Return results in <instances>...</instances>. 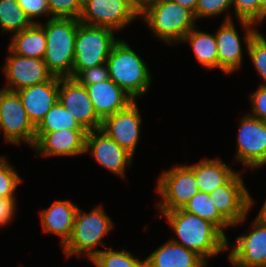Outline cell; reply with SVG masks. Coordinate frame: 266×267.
<instances>
[{"label": "cell", "mask_w": 266, "mask_h": 267, "mask_svg": "<svg viewBox=\"0 0 266 267\" xmlns=\"http://www.w3.org/2000/svg\"><path fill=\"white\" fill-rule=\"evenodd\" d=\"M180 238L171 241L195 251L205 261L230 248L226 235L213 223L183 208L162 213Z\"/></svg>", "instance_id": "6da1fadb"}, {"label": "cell", "mask_w": 266, "mask_h": 267, "mask_svg": "<svg viewBox=\"0 0 266 267\" xmlns=\"http://www.w3.org/2000/svg\"><path fill=\"white\" fill-rule=\"evenodd\" d=\"M79 23V20L74 18H51L43 25L46 36V52L43 60L53 76L72 78Z\"/></svg>", "instance_id": "7a4b0ae2"}, {"label": "cell", "mask_w": 266, "mask_h": 267, "mask_svg": "<svg viewBox=\"0 0 266 267\" xmlns=\"http://www.w3.org/2000/svg\"><path fill=\"white\" fill-rule=\"evenodd\" d=\"M109 78L134 100L148 92L151 74L146 63L124 40L113 46L106 61Z\"/></svg>", "instance_id": "3957f363"}, {"label": "cell", "mask_w": 266, "mask_h": 267, "mask_svg": "<svg viewBox=\"0 0 266 267\" xmlns=\"http://www.w3.org/2000/svg\"><path fill=\"white\" fill-rule=\"evenodd\" d=\"M113 228V223L104 209L99 205L89 213L77 209L73 230L67 243L62 247L67 257L85 254L91 260L101 249L98 246L106 245L103 237ZM95 248V249H94Z\"/></svg>", "instance_id": "277c9868"}, {"label": "cell", "mask_w": 266, "mask_h": 267, "mask_svg": "<svg viewBox=\"0 0 266 267\" xmlns=\"http://www.w3.org/2000/svg\"><path fill=\"white\" fill-rule=\"evenodd\" d=\"M139 16L164 42L180 43L196 26L193 13L172 0H159L146 7Z\"/></svg>", "instance_id": "5b68a950"}, {"label": "cell", "mask_w": 266, "mask_h": 267, "mask_svg": "<svg viewBox=\"0 0 266 267\" xmlns=\"http://www.w3.org/2000/svg\"><path fill=\"white\" fill-rule=\"evenodd\" d=\"M113 31L107 27L79 23L75 39L72 78L86 68L106 63L113 46L119 40L115 39Z\"/></svg>", "instance_id": "8992f818"}, {"label": "cell", "mask_w": 266, "mask_h": 267, "mask_svg": "<svg viewBox=\"0 0 266 267\" xmlns=\"http://www.w3.org/2000/svg\"><path fill=\"white\" fill-rule=\"evenodd\" d=\"M156 192L161 200L156 207L160 213L182 209L199 192L194 171L188 165H179L162 172Z\"/></svg>", "instance_id": "52a82bcc"}, {"label": "cell", "mask_w": 266, "mask_h": 267, "mask_svg": "<svg viewBox=\"0 0 266 267\" xmlns=\"http://www.w3.org/2000/svg\"><path fill=\"white\" fill-rule=\"evenodd\" d=\"M8 143L20 145L24 141L31 148L35 143L36 127L27 116L16 91L1 89L0 132Z\"/></svg>", "instance_id": "ba28073f"}, {"label": "cell", "mask_w": 266, "mask_h": 267, "mask_svg": "<svg viewBox=\"0 0 266 267\" xmlns=\"http://www.w3.org/2000/svg\"><path fill=\"white\" fill-rule=\"evenodd\" d=\"M137 17L139 13L129 0H83L79 22L118 31Z\"/></svg>", "instance_id": "9c48e42d"}, {"label": "cell", "mask_w": 266, "mask_h": 267, "mask_svg": "<svg viewBox=\"0 0 266 267\" xmlns=\"http://www.w3.org/2000/svg\"><path fill=\"white\" fill-rule=\"evenodd\" d=\"M210 196L215 208L233 227L247 219L254 203L240 172L237 171L224 185L210 193Z\"/></svg>", "instance_id": "30bf717a"}, {"label": "cell", "mask_w": 266, "mask_h": 267, "mask_svg": "<svg viewBox=\"0 0 266 267\" xmlns=\"http://www.w3.org/2000/svg\"><path fill=\"white\" fill-rule=\"evenodd\" d=\"M236 159L250 169L266 164V122L245 115L240 122Z\"/></svg>", "instance_id": "8fae6325"}, {"label": "cell", "mask_w": 266, "mask_h": 267, "mask_svg": "<svg viewBox=\"0 0 266 267\" xmlns=\"http://www.w3.org/2000/svg\"><path fill=\"white\" fill-rule=\"evenodd\" d=\"M58 101L87 132L101 128L102 120L96 114L85 86L75 78H59Z\"/></svg>", "instance_id": "7c38bea8"}, {"label": "cell", "mask_w": 266, "mask_h": 267, "mask_svg": "<svg viewBox=\"0 0 266 267\" xmlns=\"http://www.w3.org/2000/svg\"><path fill=\"white\" fill-rule=\"evenodd\" d=\"M228 255L235 267H266V218L259 215L253 221L252 230L236 238Z\"/></svg>", "instance_id": "4fadbf2b"}, {"label": "cell", "mask_w": 266, "mask_h": 267, "mask_svg": "<svg viewBox=\"0 0 266 267\" xmlns=\"http://www.w3.org/2000/svg\"><path fill=\"white\" fill-rule=\"evenodd\" d=\"M9 51L11 54L6 57V65L3 67L7 80L5 89L18 91L49 81L54 77L43 59L20 56L10 48Z\"/></svg>", "instance_id": "5bb4252c"}, {"label": "cell", "mask_w": 266, "mask_h": 267, "mask_svg": "<svg viewBox=\"0 0 266 267\" xmlns=\"http://www.w3.org/2000/svg\"><path fill=\"white\" fill-rule=\"evenodd\" d=\"M136 102L102 120L100 130L134 155L142 124Z\"/></svg>", "instance_id": "9a60e30c"}, {"label": "cell", "mask_w": 266, "mask_h": 267, "mask_svg": "<svg viewBox=\"0 0 266 267\" xmlns=\"http://www.w3.org/2000/svg\"><path fill=\"white\" fill-rule=\"evenodd\" d=\"M89 151L96 162L120 177H125V168L133 160L132 154L100 129L87 132L85 153Z\"/></svg>", "instance_id": "2e32d148"}, {"label": "cell", "mask_w": 266, "mask_h": 267, "mask_svg": "<svg viewBox=\"0 0 266 267\" xmlns=\"http://www.w3.org/2000/svg\"><path fill=\"white\" fill-rule=\"evenodd\" d=\"M86 130L36 132L32 148L39 156H76L85 153Z\"/></svg>", "instance_id": "e0dca14e"}, {"label": "cell", "mask_w": 266, "mask_h": 267, "mask_svg": "<svg viewBox=\"0 0 266 267\" xmlns=\"http://www.w3.org/2000/svg\"><path fill=\"white\" fill-rule=\"evenodd\" d=\"M16 92L21 99L29 120L37 127L47 112L58 101L59 77L54 76L49 81L28 86Z\"/></svg>", "instance_id": "ac0fdd59"}, {"label": "cell", "mask_w": 266, "mask_h": 267, "mask_svg": "<svg viewBox=\"0 0 266 267\" xmlns=\"http://www.w3.org/2000/svg\"><path fill=\"white\" fill-rule=\"evenodd\" d=\"M98 117L104 118L127 108L135 100L110 78L84 85Z\"/></svg>", "instance_id": "d6986e66"}, {"label": "cell", "mask_w": 266, "mask_h": 267, "mask_svg": "<svg viewBox=\"0 0 266 267\" xmlns=\"http://www.w3.org/2000/svg\"><path fill=\"white\" fill-rule=\"evenodd\" d=\"M232 17L227 15L224 22L215 33L217 52H218V68L229 74L235 72L242 65L243 50L241 41Z\"/></svg>", "instance_id": "ffe728a7"}, {"label": "cell", "mask_w": 266, "mask_h": 267, "mask_svg": "<svg viewBox=\"0 0 266 267\" xmlns=\"http://www.w3.org/2000/svg\"><path fill=\"white\" fill-rule=\"evenodd\" d=\"M149 267H205V261L195 251L168 240L153 251L146 259Z\"/></svg>", "instance_id": "44dd1931"}, {"label": "cell", "mask_w": 266, "mask_h": 267, "mask_svg": "<svg viewBox=\"0 0 266 267\" xmlns=\"http://www.w3.org/2000/svg\"><path fill=\"white\" fill-rule=\"evenodd\" d=\"M77 209L70 200H56L40 212L43 231L59 235L62 247L71 236Z\"/></svg>", "instance_id": "7402d4cb"}, {"label": "cell", "mask_w": 266, "mask_h": 267, "mask_svg": "<svg viewBox=\"0 0 266 267\" xmlns=\"http://www.w3.org/2000/svg\"><path fill=\"white\" fill-rule=\"evenodd\" d=\"M188 166L194 171L199 191L208 194L224 185L236 173L220 159L205 158Z\"/></svg>", "instance_id": "603a6c76"}, {"label": "cell", "mask_w": 266, "mask_h": 267, "mask_svg": "<svg viewBox=\"0 0 266 267\" xmlns=\"http://www.w3.org/2000/svg\"><path fill=\"white\" fill-rule=\"evenodd\" d=\"M8 48L20 56L43 59L46 52V36L42 23H32L25 30L13 34Z\"/></svg>", "instance_id": "cb8c5ba5"}, {"label": "cell", "mask_w": 266, "mask_h": 267, "mask_svg": "<svg viewBox=\"0 0 266 267\" xmlns=\"http://www.w3.org/2000/svg\"><path fill=\"white\" fill-rule=\"evenodd\" d=\"M190 43L197 61L207 69L218 68V52L215 35L196 29L189 31L181 42Z\"/></svg>", "instance_id": "d4e9b609"}, {"label": "cell", "mask_w": 266, "mask_h": 267, "mask_svg": "<svg viewBox=\"0 0 266 267\" xmlns=\"http://www.w3.org/2000/svg\"><path fill=\"white\" fill-rule=\"evenodd\" d=\"M242 26L246 29L244 43L246 42V50L256 68L258 74L262 76L263 83L261 86H266V39L254 27V23L245 20H239ZM265 81V82H264Z\"/></svg>", "instance_id": "484cf974"}, {"label": "cell", "mask_w": 266, "mask_h": 267, "mask_svg": "<svg viewBox=\"0 0 266 267\" xmlns=\"http://www.w3.org/2000/svg\"><path fill=\"white\" fill-rule=\"evenodd\" d=\"M213 203V198L210 194L199 191L189 200L183 209L186 212L210 221L225 234L223 229L232 227V225L219 213Z\"/></svg>", "instance_id": "4316f807"}, {"label": "cell", "mask_w": 266, "mask_h": 267, "mask_svg": "<svg viewBox=\"0 0 266 267\" xmlns=\"http://www.w3.org/2000/svg\"><path fill=\"white\" fill-rule=\"evenodd\" d=\"M32 24L17 0H0V28L2 32L18 33Z\"/></svg>", "instance_id": "83f0119b"}, {"label": "cell", "mask_w": 266, "mask_h": 267, "mask_svg": "<svg viewBox=\"0 0 266 267\" xmlns=\"http://www.w3.org/2000/svg\"><path fill=\"white\" fill-rule=\"evenodd\" d=\"M60 130H85L73 116L57 101L36 127V132Z\"/></svg>", "instance_id": "f1b7e54d"}, {"label": "cell", "mask_w": 266, "mask_h": 267, "mask_svg": "<svg viewBox=\"0 0 266 267\" xmlns=\"http://www.w3.org/2000/svg\"><path fill=\"white\" fill-rule=\"evenodd\" d=\"M96 267H140L144 260L134 257L127 250H101L91 260Z\"/></svg>", "instance_id": "f546056e"}, {"label": "cell", "mask_w": 266, "mask_h": 267, "mask_svg": "<svg viewBox=\"0 0 266 267\" xmlns=\"http://www.w3.org/2000/svg\"><path fill=\"white\" fill-rule=\"evenodd\" d=\"M21 182L22 179L13 166L7 162L6 158L0 156V197L16 200L14 196L15 190Z\"/></svg>", "instance_id": "4dcf8cb0"}, {"label": "cell", "mask_w": 266, "mask_h": 267, "mask_svg": "<svg viewBox=\"0 0 266 267\" xmlns=\"http://www.w3.org/2000/svg\"><path fill=\"white\" fill-rule=\"evenodd\" d=\"M51 18H74L79 20L83 0H47Z\"/></svg>", "instance_id": "1f68e13d"}, {"label": "cell", "mask_w": 266, "mask_h": 267, "mask_svg": "<svg viewBox=\"0 0 266 267\" xmlns=\"http://www.w3.org/2000/svg\"><path fill=\"white\" fill-rule=\"evenodd\" d=\"M233 6V0H198L194 15L195 20L204 17L219 16Z\"/></svg>", "instance_id": "d6a6232c"}, {"label": "cell", "mask_w": 266, "mask_h": 267, "mask_svg": "<svg viewBox=\"0 0 266 267\" xmlns=\"http://www.w3.org/2000/svg\"><path fill=\"white\" fill-rule=\"evenodd\" d=\"M234 13L238 20H245L255 25L260 22L259 0H233Z\"/></svg>", "instance_id": "836d02e7"}, {"label": "cell", "mask_w": 266, "mask_h": 267, "mask_svg": "<svg viewBox=\"0 0 266 267\" xmlns=\"http://www.w3.org/2000/svg\"><path fill=\"white\" fill-rule=\"evenodd\" d=\"M75 79L81 85H92L97 82L109 79V71L107 64L93 66L82 70Z\"/></svg>", "instance_id": "e575fe53"}, {"label": "cell", "mask_w": 266, "mask_h": 267, "mask_svg": "<svg viewBox=\"0 0 266 267\" xmlns=\"http://www.w3.org/2000/svg\"><path fill=\"white\" fill-rule=\"evenodd\" d=\"M17 2L32 23H38L33 20L35 18L44 14L48 17L50 15L47 0H17Z\"/></svg>", "instance_id": "d590c367"}, {"label": "cell", "mask_w": 266, "mask_h": 267, "mask_svg": "<svg viewBox=\"0 0 266 267\" xmlns=\"http://www.w3.org/2000/svg\"><path fill=\"white\" fill-rule=\"evenodd\" d=\"M250 98L253 114L248 115L266 122V86L259 85Z\"/></svg>", "instance_id": "8d00e7d4"}, {"label": "cell", "mask_w": 266, "mask_h": 267, "mask_svg": "<svg viewBox=\"0 0 266 267\" xmlns=\"http://www.w3.org/2000/svg\"><path fill=\"white\" fill-rule=\"evenodd\" d=\"M16 211L15 200L3 199L0 197V228L8 225L14 218Z\"/></svg>", "instance_id": "74e56055"}, {"label": "cell", "mask_w": 266, "mask_h": 267, "mask_svg": "<svg viewBox=\"0 0 266 267\" xmlns=\"http://www.w3.org/2000/svg\"><path fill=\"white\" fill-rule=\"evenodd\" d=\"M159 0H129L130 4L137 10L140 14L149 5L158 2Z\"/></svg>", "instance_id": "f35d334b"}, {"label": "cell", "mask_w": 266, "mask_h": 267, "mask_svg": "<svg viewBox=\"0 0 266 267\" xmlns=\"http://www.w3.org/2000/svg\"><path fill=\"white\" fill-rule=\"evenodd\" d=\"M172 1L180 4L181 6H183L185 8H187L193 14L195 13L196 5H197V2H198V0H172Z\"/></svg>", "instance_id": "ab89813d"}, {"label": "cell", "mask_w": 266, "mask_h": 267, "mask_svg": "<svg viewBox=\"0 0 266 267\" xmlns=\"http://www.w3.org/2000/svg\"><path fill=\"white\" fill-rule=\"evenodd\" d=\"M260 3V22L266 18V0H259Z\"/></svg>", "instance_id": "60d3db41"}, {"label": "cell", "mask_w": 266, "mask_h": 267, "mask_svg": "<svg viewBox=\"0 0 266 267\" xmlns=\"http://www.w3.org/2000/svg\"><path fill=\"white\" fill-rule=\"evenodd\" d=\"M258 215L260 217L266 218V200H265L261 210L259 211Z\"/></svg>", "instance_id": "b9f144b4"}, {"label": "cell", "mask_w": 266, "mask_h": 267, "mask_svg": "<svg viewBox=\"0 0 266 267\" xmlns=\"http://www.w3.org/2000/svg\"><path fill=\"white\" fill-rule=\"evenodd\" d=\"M140 267H149V266L147 264H145V262H143Z\"/></svg>", "instance_id": "7bdbcfd3"}]
</instances>
